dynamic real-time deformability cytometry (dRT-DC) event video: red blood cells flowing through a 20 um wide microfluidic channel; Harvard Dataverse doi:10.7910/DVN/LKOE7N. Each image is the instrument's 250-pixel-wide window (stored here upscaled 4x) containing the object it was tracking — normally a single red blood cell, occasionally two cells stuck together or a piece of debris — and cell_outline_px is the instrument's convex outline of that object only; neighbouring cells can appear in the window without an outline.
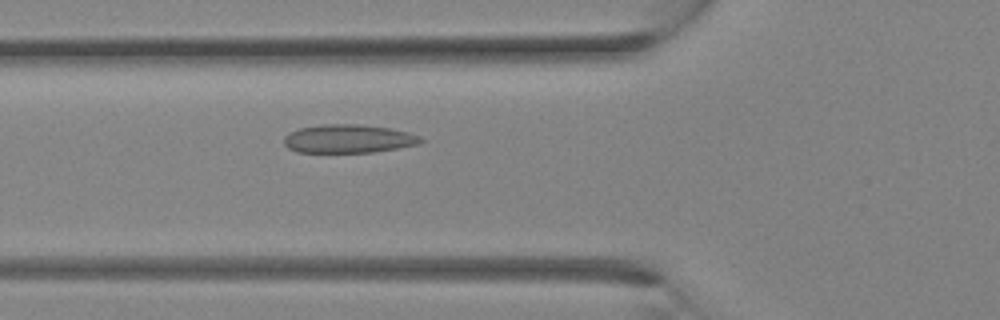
{"species": "Egyptian fruit bat (a non-hibernating species)", "species_latin": "Rousettus aegyptiacus", "temperature_condition": "room temperature", "stored_images_in_passage": 14, "camera_frame_rate_fps": 3000, "um_per_image_px": 0.085, "animal": {"sex": "female"}, "frame": {"image": 1, "passage_image": 7, "time_ms": 2.0, "image_size_px": [1000, 320], "cell_outline_px": [[424, 140], [420, 144], [400, 148], [372, 152], [296, 152], [288, 148], [284, 144], [284, 136], [300, 128], [324, 124], [360, 124], [388, 128], [408, 132], [420, 136]], "centroid_in_image_um": [29.64, 11.8], "position_along_channel_um": 96.2, "area_um2": 22.66}}
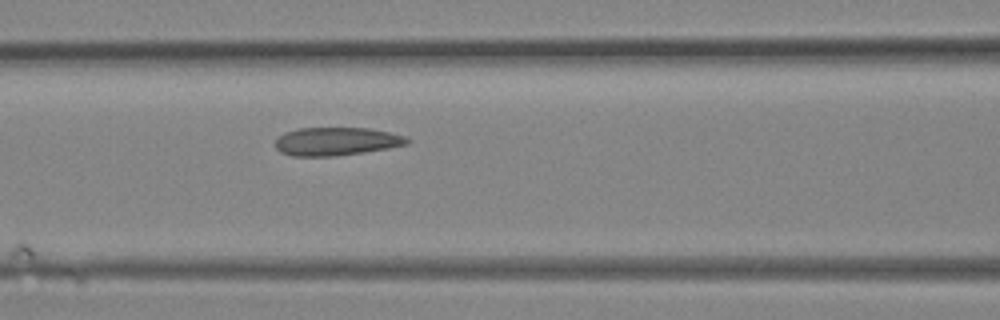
{"frame": {"image": 2, "passage_image": 9, "time_ms": 2.667, "image_size_px": [1000, 320], "cell_outline_px": [[412, 140], [408, 144], [388, 148], [364, 152], [336, 156], [292, 156], [280, 152], [276, 148], [276, 140], [284, 132], [296, 128], [368, 128], [388, 132], [404, 136]], "centroid_in_image_um": [28.58, 12.02], "position_along_channel_um": 138.0, "area_um2": 21.68}}